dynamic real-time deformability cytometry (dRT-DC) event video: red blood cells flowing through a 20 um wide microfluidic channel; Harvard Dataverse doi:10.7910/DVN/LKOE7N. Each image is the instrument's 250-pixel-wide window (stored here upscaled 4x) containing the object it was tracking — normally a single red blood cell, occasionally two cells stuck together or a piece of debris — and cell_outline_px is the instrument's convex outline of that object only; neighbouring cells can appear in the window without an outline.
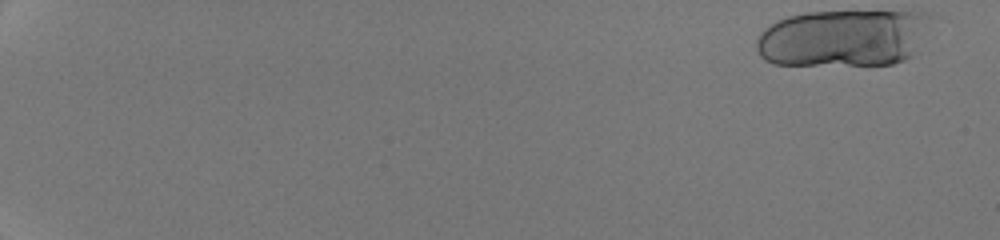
{"species": "human", "species_latin": "Homo sapiens", "temperature_condition": "room temperature", "stored_images_in_passage": 24, "camera_frame_rate_fps": 3000, "um_per_image_px": 0.085, "donor": {"sex": "male"}, "frame": {"image": 1, "passage_image": 1, "time_ms": 0.0, "image_size_px": [1000, 240], "cell_outline_px": [[928, 16], [912, 56], [904, 60], [892, 64], [776, 64], [764, 60], [760, 56], [756, 48], [756, 40], [760, 32], [764, 28], [788, 16], [808, 12], [928, 12]], "centroid_in_image_um": [71.56, 3.23], "position_along_channel_um": 13.4, "area_um2": 56.93}}
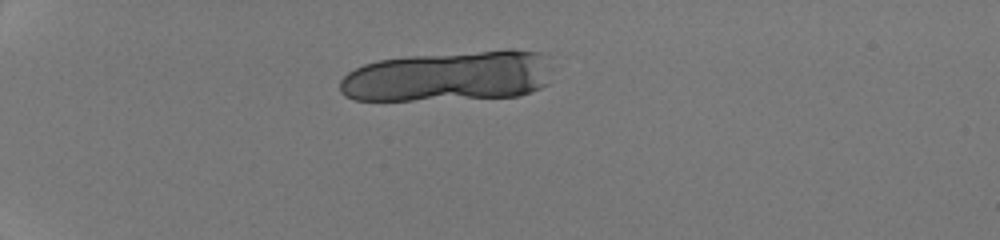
{"frame": {"image": 2, "passage_image": 15, "time_ms": 4.667, "image_size_px": [1000, 240], "cell_outline_px": [[548, 84], [532, 92], [520, 96], [412, 100], [356, 100], [344, 96], [340, 92], [340, 80], [348, 72], [364, 64], [380, 60], [408, 56], [508, 48], [512, 48], [540, 52]], "centroid_in_image_um": [38.06, 6.48], "position_along_channel_um": 46.9, "area_um2": 62.31}}